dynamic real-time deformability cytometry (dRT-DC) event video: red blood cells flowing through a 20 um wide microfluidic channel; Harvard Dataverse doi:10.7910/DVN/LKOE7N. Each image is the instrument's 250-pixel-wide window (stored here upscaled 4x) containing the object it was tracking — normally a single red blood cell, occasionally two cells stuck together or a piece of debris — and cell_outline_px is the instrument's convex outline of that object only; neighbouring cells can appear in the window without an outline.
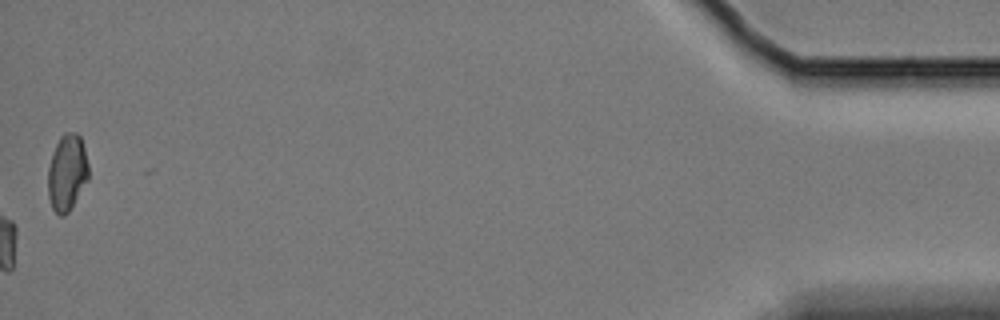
{"species": "Egyptian fruit bat (a non-hibernating species)", "species_latin": "Rousettus aegyptiacus", "temperature_condition": "cold", "stored_images_in_passage": 40, "camera_frame_rate_fps": 3000, "um_per_image_px": 0.085, "animal": {"sex": "female"}, "frame": {"image": 1, "passage_image": 40, "time_ms": 13.0, "image_size_px": [1000, 320], "cell_outline_px": [[88, 180], [68, 212], [64, 216], [60, 216], [52, 208], [48, 196], [48, 168], [56, 144], [60, 136], [64, 132], [76, 132], [80, 136], [84, 148], [88, 164]], "centroid_in_image_um": [5.7, 14.66], "position_along_channel_um": 429.5, "area_um2": 17.98}, "authors_computed_cell_mechanics": {"area_um2": 19.4786, "velocity_mm_per_s": 3.2989, "shape_relaxation_time_tau1_ms": null, "shape_relaxation_time_tau2_ms": 4.2383, "deformation_change_tau1": null, "deformation_change_tau2": 0.0912}}